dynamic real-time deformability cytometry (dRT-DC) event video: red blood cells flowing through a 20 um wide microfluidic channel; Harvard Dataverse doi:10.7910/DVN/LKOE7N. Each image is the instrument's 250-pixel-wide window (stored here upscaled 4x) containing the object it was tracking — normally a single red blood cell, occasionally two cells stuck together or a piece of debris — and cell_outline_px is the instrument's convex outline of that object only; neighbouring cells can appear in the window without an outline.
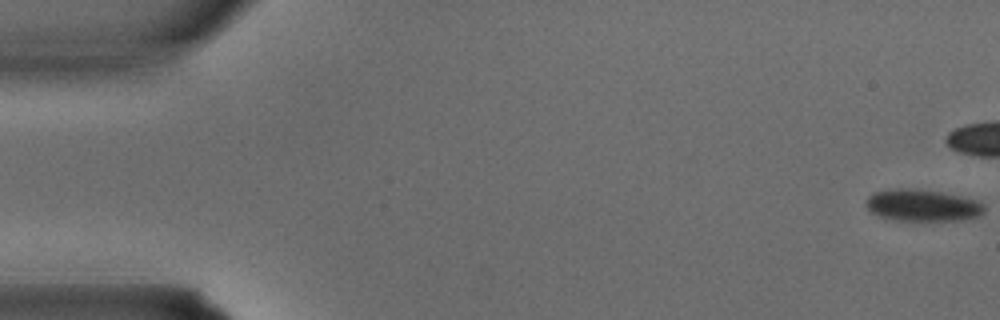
{"species": "common noctule bat (a hibernating species)", "species_latin": "Nyctalus noctula", "temperature_condition": "warm", "stored_images_in_passage": 4, "camera_frame_rate_fps": 3000, "um_per_image_px": 0.085, "animal": {"sex": "male", "body_mass_g": 15.6}, "frame": {"image": 1, "passage_image": 1, "time_ms": 0.0, "image_size_px": [1000, 320], "cell_outline_px": [[984, 212], [980, 216], [960, 220], [892, 220], [876, 216], [868, 208], [868, 196], [876, 192], [892, 188], [916, 188], [940, 192], [976, 200], [984, 204]], "centroid_in_image_um": [78.41, 17.45], "position_along_channel_um": 6.6, "area_um2": 21.85}}